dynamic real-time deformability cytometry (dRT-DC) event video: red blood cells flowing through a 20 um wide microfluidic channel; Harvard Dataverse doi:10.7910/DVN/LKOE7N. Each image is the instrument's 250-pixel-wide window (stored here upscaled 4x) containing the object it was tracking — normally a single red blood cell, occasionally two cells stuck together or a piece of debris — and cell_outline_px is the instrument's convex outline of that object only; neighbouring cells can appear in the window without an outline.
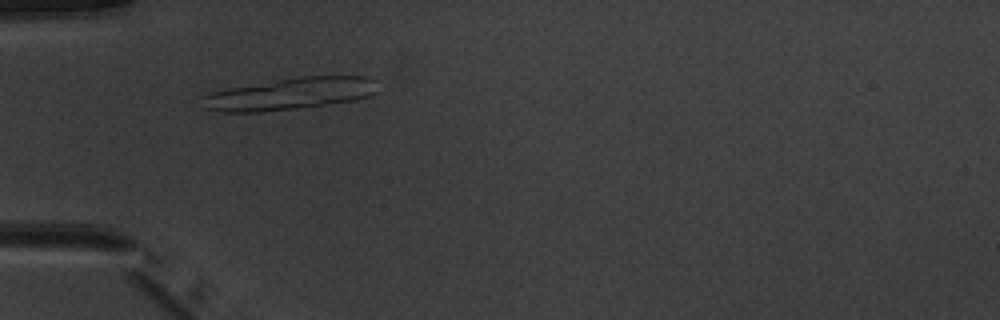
{"species": "common noctule bat (a hibernating species)", "species_latin": "Nyctalus noctula", "temperature_condition": "warm", "stored_images_in_passage": 3, "camera_frame_rate_fps": 3000, "um_per_image_px": 0.085, "animal": {"sex": "male", "body_mass_g": 20.1, "forearm_length_mm": 53.5}, "frame": {"image": 1, "passage_image": 2, "time_ms": 1.333, "image_size_px": [1000, 320], "cell_outline_px": [[380, 92], [372, 96], [356, 100], [296, 108], [260, 112], [220, 112], [204, 108], [196, 96], [228, 88], [300, 76], [368, 76], [376, 80]], "centroid_in_image_um": [24.66, 7.97], "position_along_channel_um": 60.3, "area_um2": 33.18}}
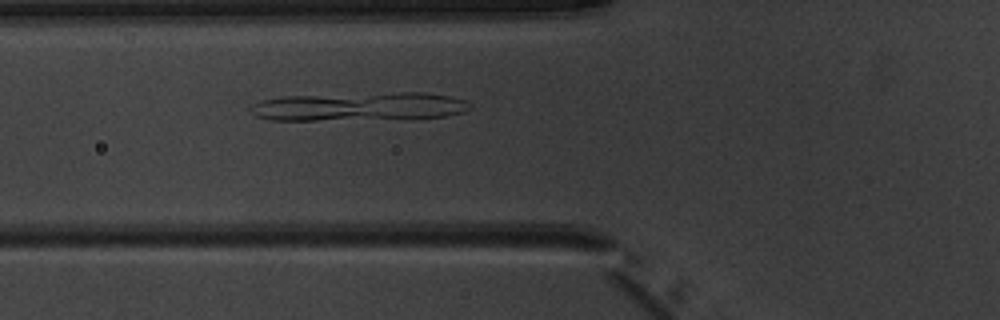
{"frame": {"image": 2, "passage_image": 3, "time_ms": 2.333, "image_size_px": [1000, 320], "cell_outline_px": [[472, 108], [464, 112], [444, 116], [316, 120], [272, 120], [256, 116], [248, 108], [252, 104], [260, 100], [280, 96], [400, 92], [420, 92], [452, 96], [464, 100], [472, 104]], "centroid_in_image_um": [30.49, 9.03], "position_along_channel_um": 95.3, "area_um2": 36.18}}